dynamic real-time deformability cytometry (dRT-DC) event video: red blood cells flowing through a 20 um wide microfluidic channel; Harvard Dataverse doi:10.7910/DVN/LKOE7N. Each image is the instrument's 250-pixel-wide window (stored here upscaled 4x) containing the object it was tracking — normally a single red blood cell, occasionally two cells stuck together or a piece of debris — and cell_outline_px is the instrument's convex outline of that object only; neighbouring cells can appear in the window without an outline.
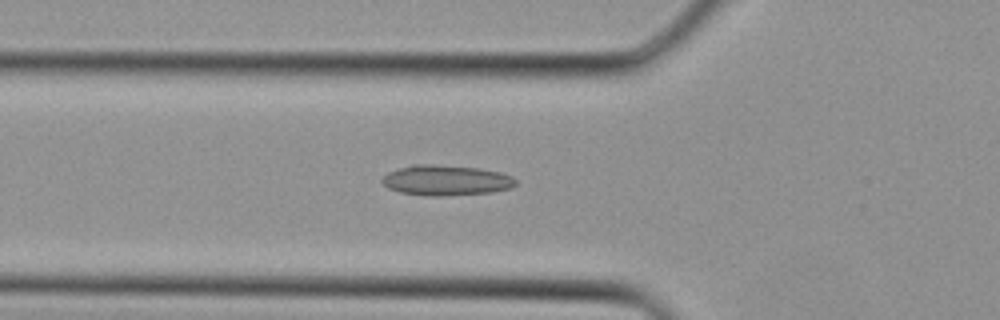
{"species": "Egyptian fruit bat (a non-hibernating species)", "species_latin": "Rousettus aegyptiacus", "temperature_condition": "cold", "stored_images_in_passage": 34, "camera_frame_rate_fps": 3000, "um_per_image_px": 0.085, "animal": {"sex": "female"}, "frame": {"image": 1, "passage_image": 11, "time_ms": 3.333, "image_size_px": [1000, 320], "cell_outline_px": [[516, 184], [512, 188], [492, 192], [440, 196], [428, 196], [400, 192], [388, 188], [380, 180], [388, 172], [412, 164], [432, 164], [480, 168], [500, 172], [512, 176], [516, 180]], "centroid_in_image_um": [37.92, 15.32], "position_along_channel_um": 87.9, "area_um2": 23.7}}
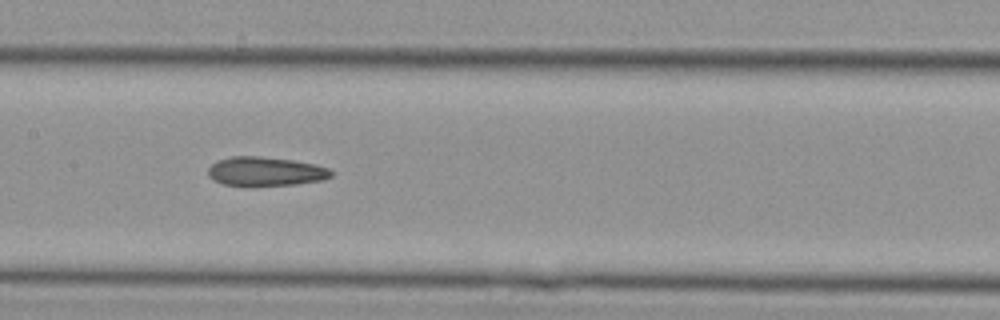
{"frame": {"image": 2, "passage_image": 16, "time_ms": 5.0, "image_size_px": [1000, 320], "cell_outline_px": [[332, 176], [324, 180], [296, 184], [224, 184], [208, 176], [208, 168], [216, 160], [232, 156], [260, 156], [292, 160], [316, 164], [328, 168], [332, 172]], "centroid_in_image_um": [22.59, 14.54], "position_along_channel_um": 184.8, "area_um2": 20.4}}
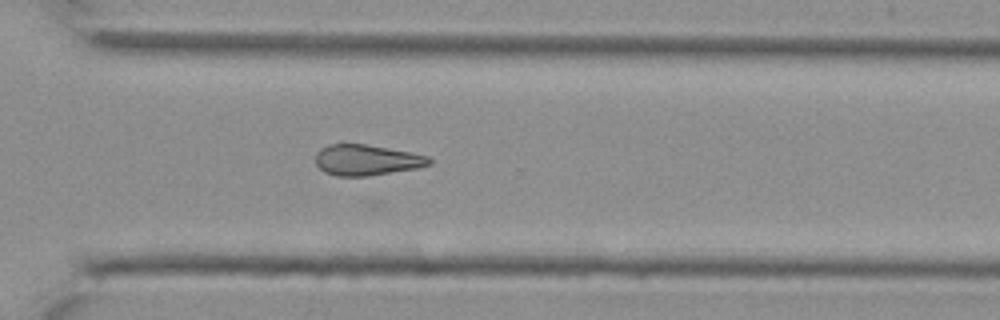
{"frame": {"image": 3, "passage_image": 24, "time_ms": 7.667, "image_size_px": [1000, 320], "cell_outline_px": [[432, 164], [420, 168], [368, 176], [336, 176], [324, 172], [316, 164], [316, 152], [320, 148], [328, 144], [340, 140], [364, 144], [408, 152], [428, 156], [432, 160]], "centroid_in_image_um": [31.11, 13.57], "position_along_channel_um": 339.5, "area_um2": 20.92}}